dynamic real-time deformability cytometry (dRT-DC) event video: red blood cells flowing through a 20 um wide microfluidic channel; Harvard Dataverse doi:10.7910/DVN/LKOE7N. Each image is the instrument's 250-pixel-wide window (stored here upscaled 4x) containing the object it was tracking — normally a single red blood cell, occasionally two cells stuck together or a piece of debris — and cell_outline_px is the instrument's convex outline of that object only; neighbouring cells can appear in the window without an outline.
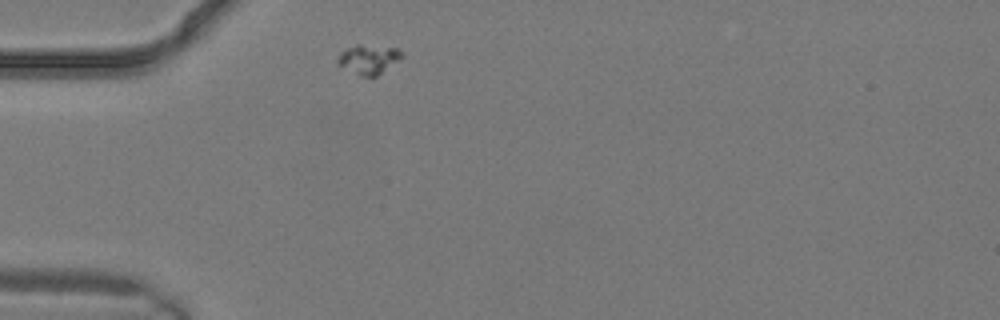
{"species": "common noctule bat (a hibernating species)", "species_latin": "Nyctalus noctula", "temperature_condition": "warm", "stored_images_in_passage": 1, "camera_frame_rate_fps": 3000, "um_per_image_px": 0.085, "animal": {"sex": "male", "body_mass_g": 19.2, "forearm_length_mm": 51.8}, "frame": {"image": 1, "passage_image": 1, "time_ms": 0.0, "image_size_px": [1000, 320], "cell_outline_px": [[404, 56], [372, 80], [360, 76], [336, 64], [336, 60], [340, 52], [344, 48], [356, 44], [360, 44], [396, 48], [404, 52]], "centroid_in_image_um": [31.31, 5.06], "position_along_channel_um": 53.7, "area_um2": 11.44}}